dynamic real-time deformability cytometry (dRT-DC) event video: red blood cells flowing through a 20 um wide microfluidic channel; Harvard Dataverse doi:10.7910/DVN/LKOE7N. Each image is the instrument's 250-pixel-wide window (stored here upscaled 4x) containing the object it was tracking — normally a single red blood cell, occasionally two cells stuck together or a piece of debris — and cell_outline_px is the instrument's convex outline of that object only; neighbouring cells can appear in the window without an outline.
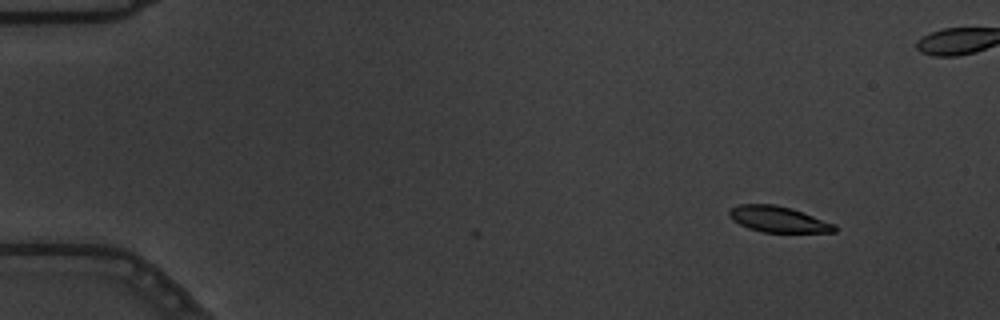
{"species": "common noctule bat (a hibernating species)", "species_latin": "Nyctalus noctula", "temperature_condition": "warm", "stored_images_in_passage": 2, "camera_frame_rate_fps": 3000, "um_per_image_px": 0.085, "animal": {"sex": "male", "body_mass_g": 19.5, "forearm_length_mm": 54.6}, "frame": {"image": 1, "passage_image": 2, "time_ms": 0.333, "image_size_px": [1000, 320], "cell_outline_px": [[836, 232], [764, 232], [748, 228], [732, 220], [728, 216], [728, 212], [732, 208], [740, 204], [776, 204], [792, 208], [836, 224]], "centroid_in_image_um": [66.15, 18.63], "position_along_channel_um": 18.8, "area_um2": 15.95}}